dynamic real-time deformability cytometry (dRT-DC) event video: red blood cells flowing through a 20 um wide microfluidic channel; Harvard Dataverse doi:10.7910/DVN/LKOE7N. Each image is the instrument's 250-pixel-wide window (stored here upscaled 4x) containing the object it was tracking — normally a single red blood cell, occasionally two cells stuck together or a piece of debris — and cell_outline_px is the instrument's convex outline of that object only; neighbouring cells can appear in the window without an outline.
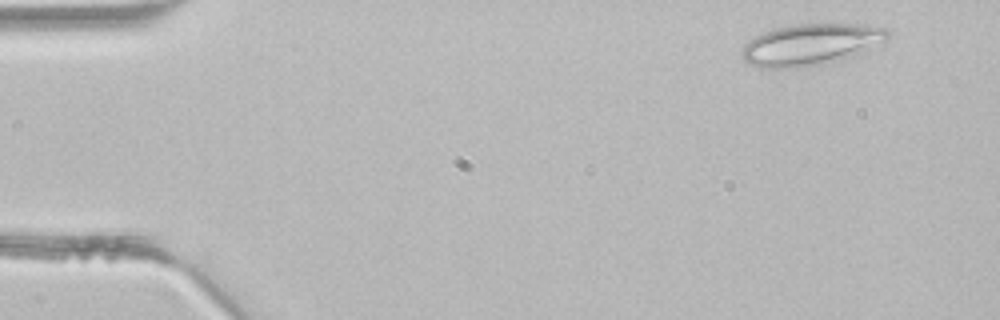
{"species": "common noctule bat (a hibernating species)", "species_latin": "Nyctalus noctula", "temperature_condition": "room temperature", "stored_images_in_passage": 3, "camera_frame_rate_fps": 3000, "um_per_image_px": 0.085, "animal": {"sex": "male", "body_mass_g": 21.5, "forearm_length_mm": 52.0}, "frame": {"image": 1, "passage_image": 1, "time_ms": 0.0, "image_size_px": [1000, 320], "cell_outline_px": [[892, 32], [884, 40], [848, 56], [836, 60], [820, 64], [800, 68], [760, 68], [748, 64], [740, 56], [740, 52], [744, 44], [756, 36], [764, 32], [776, 28], [796, 24], [856, 24], [884, 28]], "centroid_in_image_um": [68.79, 3.79], "position_along_channel_um": 16.2, "area_um2": 34.56}}